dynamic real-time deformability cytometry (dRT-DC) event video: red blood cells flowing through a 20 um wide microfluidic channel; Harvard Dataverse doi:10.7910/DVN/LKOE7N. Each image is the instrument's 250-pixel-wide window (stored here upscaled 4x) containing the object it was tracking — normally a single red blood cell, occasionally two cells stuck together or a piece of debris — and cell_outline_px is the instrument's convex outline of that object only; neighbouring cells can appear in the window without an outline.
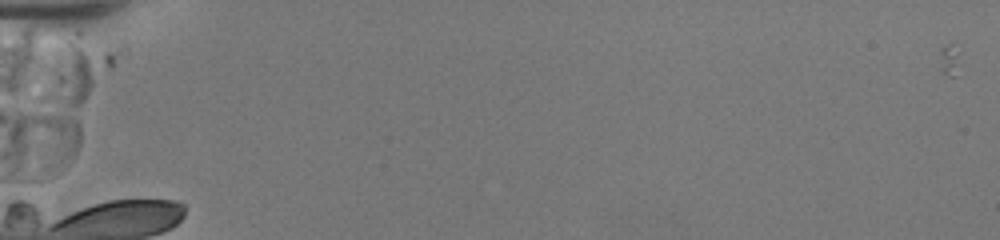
{"species": "human", "species_latin": "Homo sapiens", "temperature_condition": "room temperature", "stored_images_in_passage": 1, "camera_frame_rate_fps": 3000, "um_per_image_px": 0.085, "donor": {"sex": "female"}, "frame": {"image": 1, "passage_image": 1, "time_ms": 0.0, "image_size_px": [1000, 240], "cell_outline_px": [[128, 48], [112, 68], [84, 100], [76, 104], [72, 104], [60, 84], [60, 76], [76, 32], [80, 32], [124, 44]], "centroid_in_image_um": [7.51, 5.5], "position_along_channel_um": 77.5, "area_um2": 20.17}}